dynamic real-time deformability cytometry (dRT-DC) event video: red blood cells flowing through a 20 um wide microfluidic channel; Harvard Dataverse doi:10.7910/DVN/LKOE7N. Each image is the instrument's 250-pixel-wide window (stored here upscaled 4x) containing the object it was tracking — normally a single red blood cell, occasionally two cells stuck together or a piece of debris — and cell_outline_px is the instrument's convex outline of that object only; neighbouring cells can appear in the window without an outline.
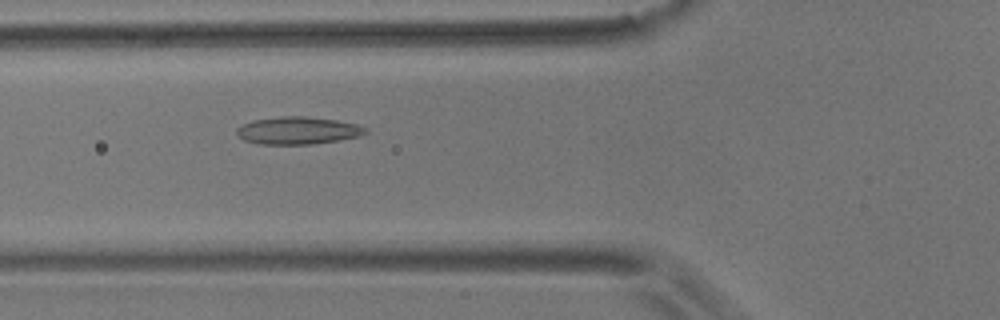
{"species": "common noctule bat (a hibernating species)", "species_latin": "Nyctalus noctula", "temperature_condition": "room temperature", "stored_images_in_passage": 34, "camera_frame_rate_fps": 3000, "um_per_image_px": 0.085, "animal": {"sex": "male", "body_mass_g": 17.9}, "frame": {"image": 1, "passage_image": 3, "time_ms": 0.667, "image_size_px": [1000, 320], "cell_outline_px": [[368, 132], [360, 136], [340, 140], [312, 144], [260, 144], [244, 140], [236, 132], [236, 128], [252, 120], [280, 116], [304, 116], [336, 120], [356, 124], [368, 128]], "centroid_in_image_um": [25.34, 11.09], "position_along_channel_um": 100.5, "area_um2": 20.63}}
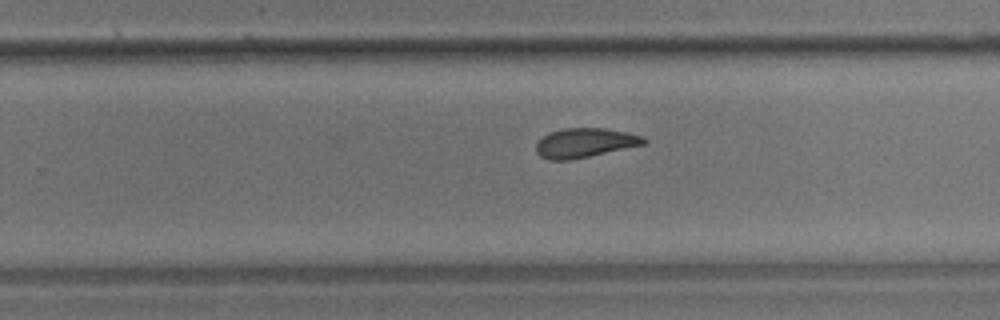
{"frame": {"image": 2, "passage_image": 18, "time_ms": 5.667, "image_size_px": [1000, 320], "cell_outline_px": [[648, 144], [568, 160], [548, 160], [540, 156], [536, 152], [536, 144], [548, 132], [564, 128], [604, 128], [628, 132], [644, 136], [648, 140]], "centroid_in_image_um": [49.75, 12.13], "position_along_channel_um": 280.0, "area_um2": 18.55}}
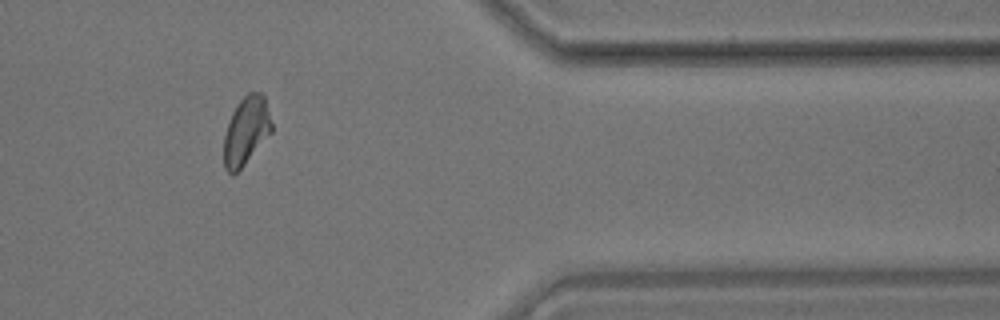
{"frame": {"image": 3, "passage_image": 29, "time_ms": 9.333, "image_size_px": [1000, 320], "cell_outline_px": [[272, 132], [244, 164], [232, 176], [224, 168], [224, 136], [232, 112], [240, 100], [248, 92], [260, 92], [264, 96], [272, 124]], "centroid_in_image_um": [20.92, 11.12], "position_along_channel_um": 390.5, "area_um2": 18.73}}